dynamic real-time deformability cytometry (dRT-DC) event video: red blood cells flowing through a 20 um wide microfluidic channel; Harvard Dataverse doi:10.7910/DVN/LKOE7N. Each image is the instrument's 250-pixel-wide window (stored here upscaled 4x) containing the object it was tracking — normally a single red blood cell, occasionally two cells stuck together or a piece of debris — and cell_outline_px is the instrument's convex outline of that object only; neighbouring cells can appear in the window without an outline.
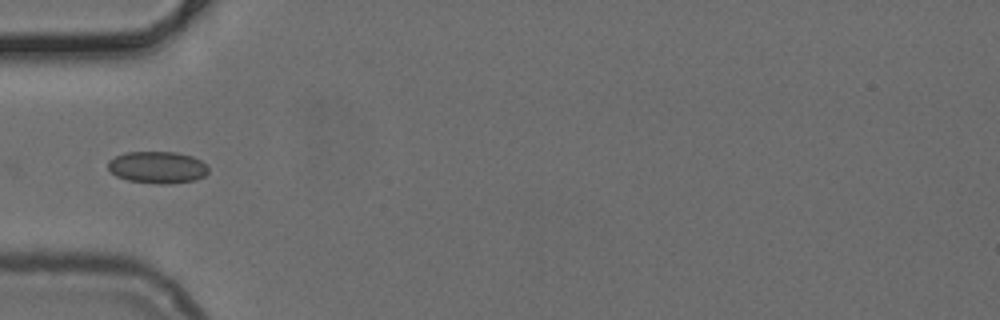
{"species": "common noctule bat (a hibernating species)", "species_latin": "Nyctalus noctula", "temperature_condition": "cold", "stored_images_in_passage": 33, "camera_frame_rate_fps": 3000, "um_per_image_px": 0.085, "animal": {"sex": "female", "body_mass_g": 24.6, "forearm_length_mm": 56.2}, "frame": {"image": 1, "passage_image": 1, "time_ms": 0.0, "image_size_px": [1000, 320], "cell_outline_px": [[208, 172], [204, 176], [196, 180], [168, 184], [160, 184], [128, 180], [116, 176], [108, 168], [108, 160], [124, 152], [176, 152], [192, 156], [208, 164]], "centroid_in_image_um": [13.4, 14.22], "position_along_channel_um": 71.6, "area_um2": 18.79}}
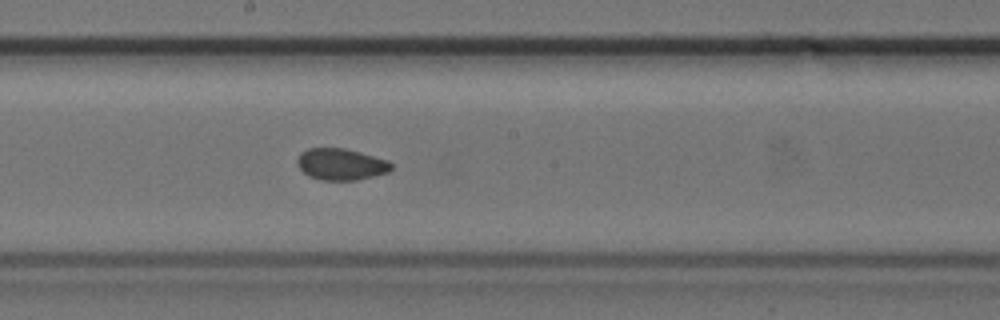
{"frame": {"image": 2, "passage_image": 12, "time_ms": 3.667, "image_size_px": [1000, 320], "cell_outline_px": [[392, 168], [388, 172], [356, 180], [320, 180], [308, 176], [296, 164], [296, 160], [300, 152], [308, 148], [344, 148], [360, 152], [388, 160], [392, 164]], "centroid_in_image_um": [28.95, 13.96], "position_along_channel_um": 219.2, "area_um2": 17.34}}
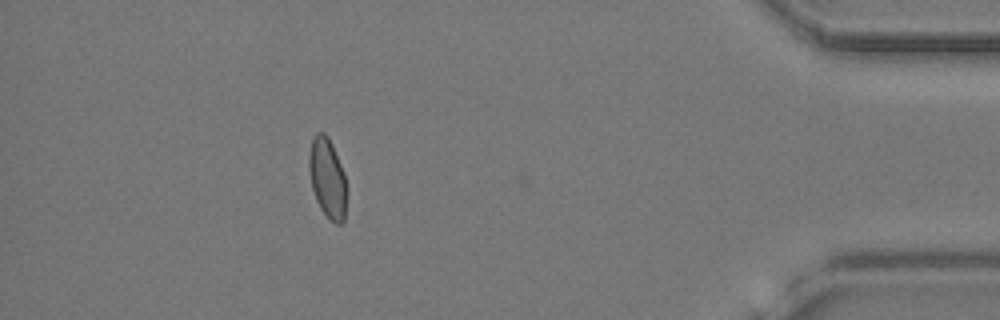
{"frame": {"image": 3, "passage_image": 30, "time_ms": 9.667, "image_size_px": [1000, 320], "cell_outline_px": [[344, 220], [340, 224], [336, 224], [328, 220], [320, 208], [316, 200], [312, 188], [308, 168], [308, 156], [312, 140], [316, 132], [324, 132], [328, 136], [332, 144], [344, 172]], "centroid_in_image_um": [27.79, 15.12], "position_along_channel_um": 407.4, "area_um2": 17.28}}